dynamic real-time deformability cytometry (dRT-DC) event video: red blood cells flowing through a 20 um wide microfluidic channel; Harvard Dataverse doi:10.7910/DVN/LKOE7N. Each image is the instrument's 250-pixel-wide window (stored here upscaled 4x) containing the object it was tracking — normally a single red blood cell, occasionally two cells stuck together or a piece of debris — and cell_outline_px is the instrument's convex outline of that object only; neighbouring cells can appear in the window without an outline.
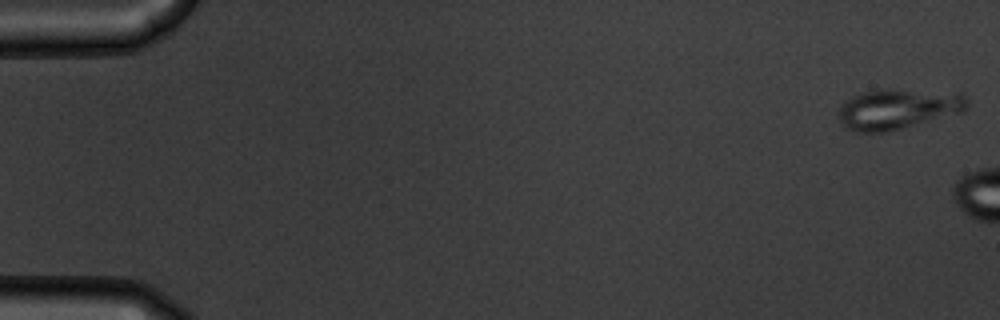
{"species": "common noctule bat (a hibernating species)", "species_latin": "Nyctalus noctula", "temperature_condition": "warm", "stored_images_in_passage": 6, "camera_frame_rate_fps": 3000, "um_per_image_px": 0.085, "animal": {"sex": "male", "body_mass_g": 19.5, "forearm_length_mm": 54.6}, "frame": {"image": 1, "passage_image": 1, "time_ms": 0.0, "image_size_px": [1000, 320], "cell_outline_px": [[968, 108], [964, 112], [888, 132], [852, 132], [844, 128], [840, 124], [836, 112], [840, 104], [852, 96], [864, 92], [884, 88], [960, 92], [968, 100]], "centroid_in_image_um": [76.3, 9.26], "position_along_channel_um": 8.7, "area_um2": 31.15}}